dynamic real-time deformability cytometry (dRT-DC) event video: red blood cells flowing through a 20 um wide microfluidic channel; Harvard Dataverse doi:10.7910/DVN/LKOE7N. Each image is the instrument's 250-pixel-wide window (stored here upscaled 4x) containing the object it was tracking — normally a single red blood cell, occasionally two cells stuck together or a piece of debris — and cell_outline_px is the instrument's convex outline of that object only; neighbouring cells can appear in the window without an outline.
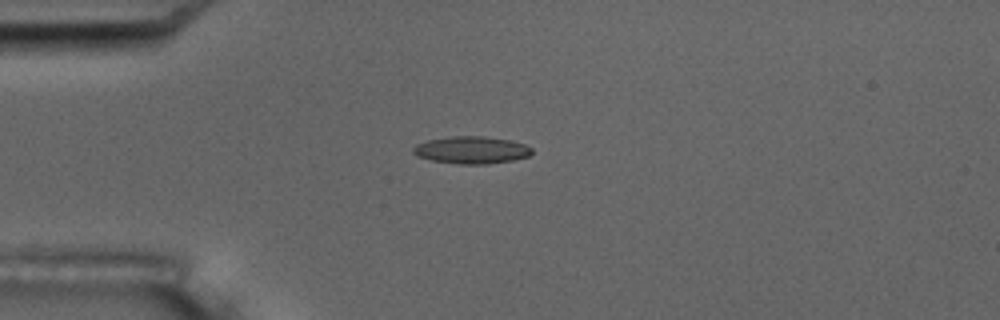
{"species": "common noctule bat (a hibernating species)", "species_latin": "Nyctalus noctula", "temperature_condition": "room temperature", "stored_images_in_passage": 6, "camera_frame_rate_fps": 3000, "um_per_image_px": 0.085, "animal": {"sex": "male", "body_mass_g": 17.5, "forearm_length_mm": 52.3}, "frame": {"image": 1, "passage_image": 4, "time_ms": 4.333, "image_size_px": [1000, 320], "cell_outline_px": [[532, 152], [528, 156], [512, 160], [488, 164], [460, 164], [432, 160], [416, 156], [412, 152], [412, 148], [416, 144], [428, 140], [448, 136], [484, 136], [508, 140], [524, 144], [532, 148]], "centroid_in_image_um": [40.04, 12.75], "position_along_channel_um": 45.0, "area_um2": 18.84}}